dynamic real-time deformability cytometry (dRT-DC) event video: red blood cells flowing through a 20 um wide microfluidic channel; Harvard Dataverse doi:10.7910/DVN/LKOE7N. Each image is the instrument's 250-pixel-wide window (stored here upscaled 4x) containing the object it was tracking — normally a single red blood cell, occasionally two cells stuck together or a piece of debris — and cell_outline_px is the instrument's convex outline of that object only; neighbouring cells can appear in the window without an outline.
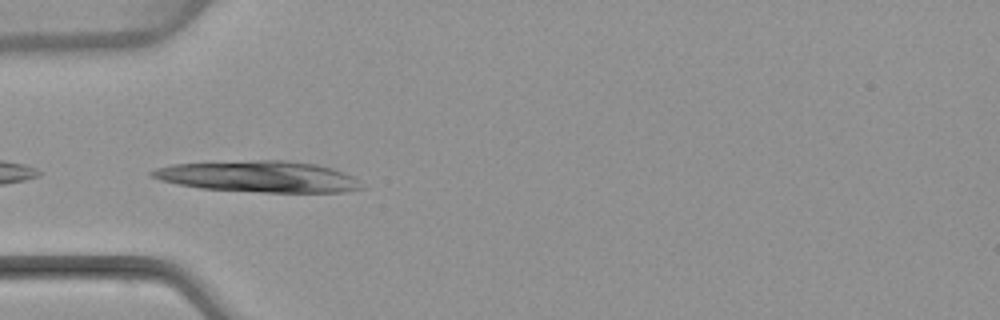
{"species": "common noctule bat (a hibernating species)", "species_latin": "Nyctalus noctula", "temperature_condition": "warm", "stored_images_in_passage": 5, "camera_frame_rate_fps": 3000, "um_per_image_px": 0.085, "animal": {"sex": "female", "body_mass_g": 22.7, "forearm_length_mm": 54.2}, "frame": {"image": 1, "passage_image": 5, "time_ms": 5.0, "image_size_px": [1000, 320], "cell_outline_px": [[368, 188], [344, 192], [264, 192], [200, 188], [160, 180], [152, 176], [148, 172], [156, 168], [172, 164], [252, 160], [284, 160], [316, 164], [332, 168], [344, 172], [360, 180]], "centroid_in_image_um": [22.07, 15.01], "position_along_channel_um": 62.9, "area_um2": 38.26}}